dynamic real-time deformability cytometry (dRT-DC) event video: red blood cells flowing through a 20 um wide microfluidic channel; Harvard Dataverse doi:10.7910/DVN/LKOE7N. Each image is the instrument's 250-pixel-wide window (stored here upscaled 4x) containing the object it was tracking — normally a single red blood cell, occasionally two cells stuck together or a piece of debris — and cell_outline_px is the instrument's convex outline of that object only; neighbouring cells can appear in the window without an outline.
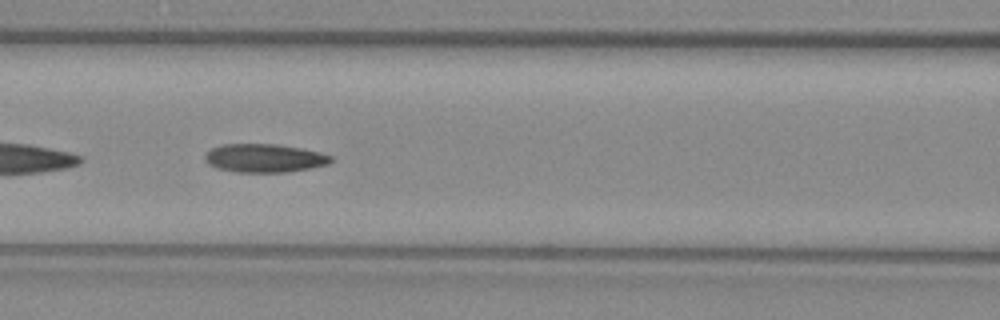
{"species": "common noctule bat (a hibernating species)", "species_latin": "Nyctalus noctula", "temperature_condition": "warm", "stored_images_in_passage": 30, "camera_frame_rate_fps": 3000, "um_per_image_px": 0.085, "animal": {"sex": "female", "body_mass_g": 29.2, "forearm_length_mm": 56.3}, "frame": {"image": 1, "passage_image": 9, "time_ms": 2.667, "image_size_px": [1000, 320], "cell_outline_px": [[332, 160], [328, 164], [312, 168], [288, 172], [236, 172], [216, 168], [208, 164], [204, 160], [204, 156], [212, 148], [224, 144], [276, 144], [300, 148], [332, 156]], "centroid_in_image_um": [22.45, 13.45], "position_along_channel_um": 144.2, "area_um2": 20.81}}
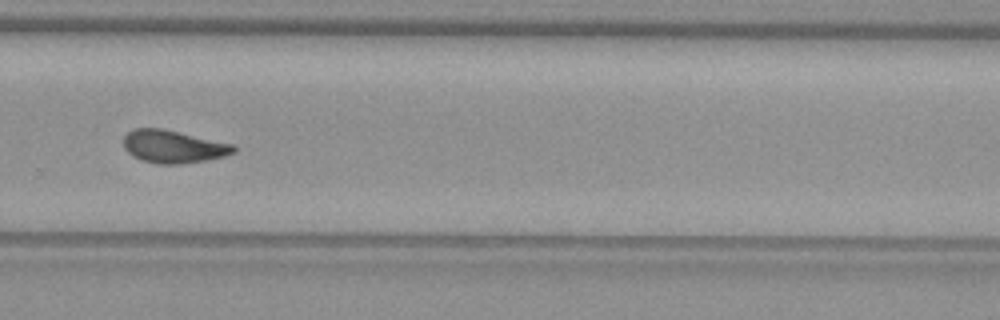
{"frame": {"image": 2, "passage_image": 22, "time_ms": 7.0, "image_size_px": [1000, 320], "cell_outline_px": [[236, 152], [224, 156], [204, 160], [180, 164], [156, 164], [140, 160], [132, 156], [124, 148], [124, 136], [132, 128], [160, 128], [232, 144], [236, 148]], "centroid_in_image_um": [14.68, 12.47], "position_along_channel_um": 315.1, "area_um2": 20.87}, "authors_computed_cell_mechanics": {"area_um2": 20.8947, "velocity_mm_per_s": 3.9595, "shape_relaxation_time_tau1_ms": null, "shape_relaxation_time_tau2_ms": 2.7875, "deformation_change_tau1": null, "deformation_change_tau2": 0.0954}}